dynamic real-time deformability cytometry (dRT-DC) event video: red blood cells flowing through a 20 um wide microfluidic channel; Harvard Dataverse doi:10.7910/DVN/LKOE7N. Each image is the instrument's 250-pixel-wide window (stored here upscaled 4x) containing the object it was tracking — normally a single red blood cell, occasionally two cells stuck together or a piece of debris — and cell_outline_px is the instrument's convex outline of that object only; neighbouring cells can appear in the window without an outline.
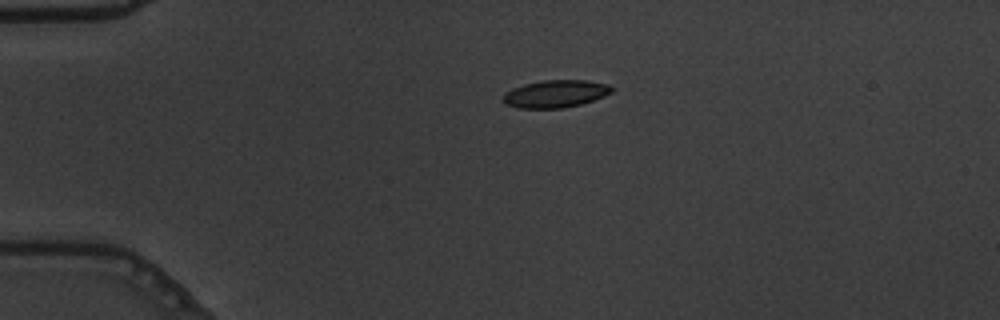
{"species": "common noctule bat (a hibernating species)", "species_latin": "Nyctalus noctula", "temperature_condition": "warm", "stored_images_in_passage": 57, "camera_frame_rate_fps": 3000, "um_per_image_px": 0.085, "animal": {"sex": "male", "body_mass_g": 19.5, "forearm_length_mm": 54.6}, "frame": {"image": 1, "passage_image": 14, "time_ms": 4.333, "image_size_px": [1000, 320], "cell_outline_px": [[616, 88], [612, 92], [604, 96], [580, 104], [564, 108], [520, 108], [504, 104], [500, 100], [504, 92], [512, 88], [524, 84], [544, 80], [588, 80], [608, 84]], "centroid_in_image_um": [47.19, 7.97], "position_along_channel_um": 37.8, "area_um2": 17.63}}
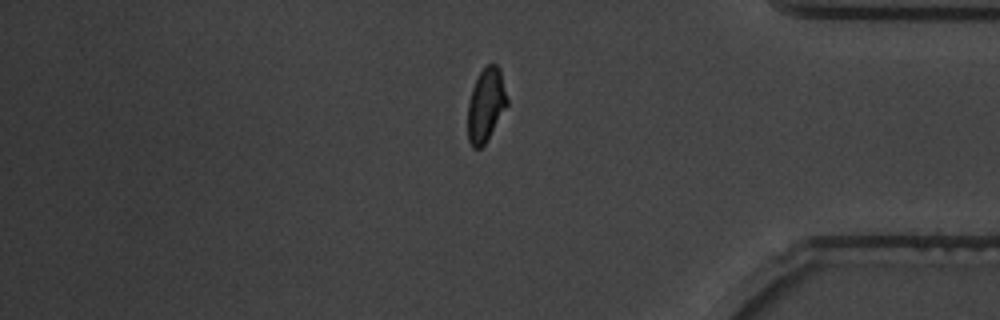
{"frame": {"image": 2, "passage_image": 48, "time_ms": 15.667, "image_size_px": [1000, 320], "cell_outline_px": [[508, 104], [484, 144], [480, 148], [472, 148], [468, 140], [468, 104], [472, 88], [480, 72], [488, 64], [496, 64], [500, 68], [508, 100]], "centroid_in_image_um": [41.3, 8.91], "position_along_channel_um": 393.9, "area_um2": 16.65}}
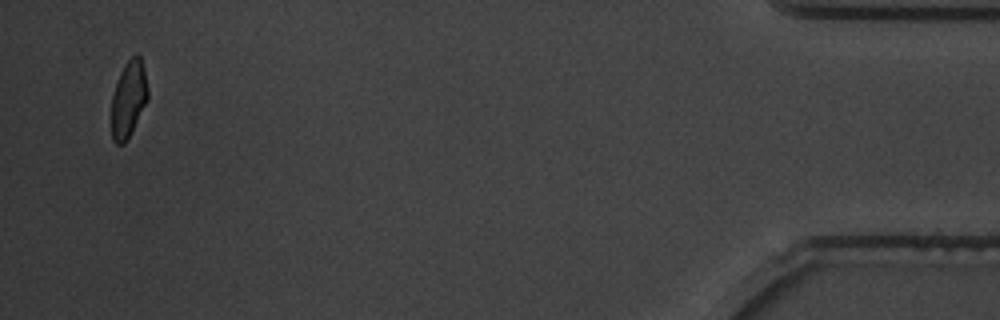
{"frame": {"image": 3, "passage_image": 55, "time_ms": 18.0, "image_size_px": [1000, 320], "cell_outline_px": [[148, 100], [124, 144], [116, 144], [112, 140], [112, 96], [120, 72], [124, 64], [132, 56], [140, 56], [144, 68], [148, 88]], "centroid_in_image_um": [10.93, 8.41], "position_along_channel_um": 424.3, "area_um2": 16.01}, "authors_computed_cell_mechanics": {"area_um2": 17.34, "velocity_mm_per_s": 3.7055, "shape_relaxation_time_tau1_ms": 3.5573, "shape_relaxation_time_tau2_ms": 1.1553, "deformation_change_tau1": 0.1661, "deformation_change_tau2": 0.0683}}